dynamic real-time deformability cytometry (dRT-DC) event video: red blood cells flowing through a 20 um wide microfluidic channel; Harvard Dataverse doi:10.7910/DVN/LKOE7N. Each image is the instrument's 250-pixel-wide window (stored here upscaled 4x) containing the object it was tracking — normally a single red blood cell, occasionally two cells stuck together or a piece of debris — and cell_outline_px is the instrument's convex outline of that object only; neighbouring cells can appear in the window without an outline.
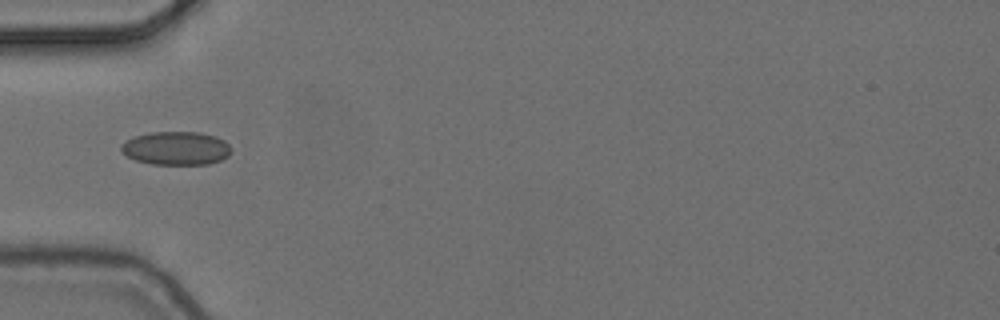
{"species": "common noctule bat (a hibernating species)", "species_latin": "Nyctalus noctula", "temperature_condition": "cold", "stored_images_in_passage": 7, "camera_frame_rate_fps": 3000, "um_per_image_px": 0.085, "animal": {"sex": "female", "body_mass_g": 24.6, "forearm_length_mm": 56.2}, "frame": {"image": 1, "passage_image": 5, "time_ms": 1.333, "image_size_px": [1000, 320], "cell_outline_px": [[232, 152], [228, 156], [220, 160], [208, 164], [152, 164], [136, 160], [128, 156], [120, 148], [120, 144], [136, 136], [148, 132], [200, 132], [216, 136], [224, 140], [232, 148]], "centroid_in_image_um": [15.01, 12.59], "position_along_channel_um": 70.0, "area_um2": 21.44}}
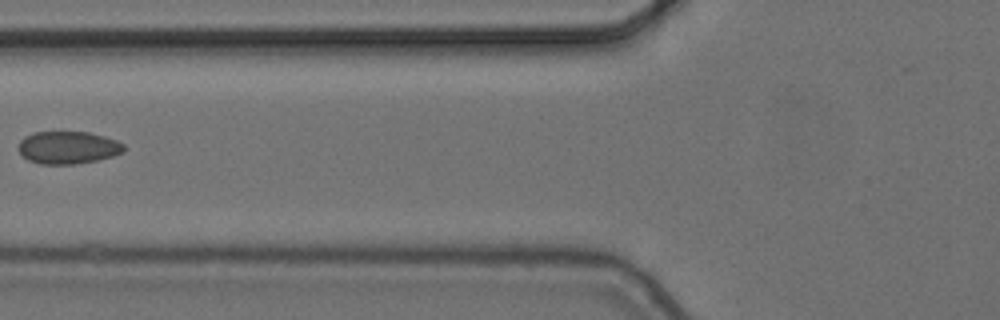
{"frame": {"image": 2, "passage_image": 6, "time_ms": 1.667, "image_size_px": [1000, 320], "cell_outline_px": [[124, 152], [112, 156], [96, 160], [76, 164], [40, 164], [28, 160], [20, 152], [20, 140], [24, 136], [32, 132], [88, 132], [104, 136], [116, 140], [124, 144]], "centroid_in_image_um": [5.78, 12.54], "position_along_channel_um": 120.0, "area_um2": 19.94}}
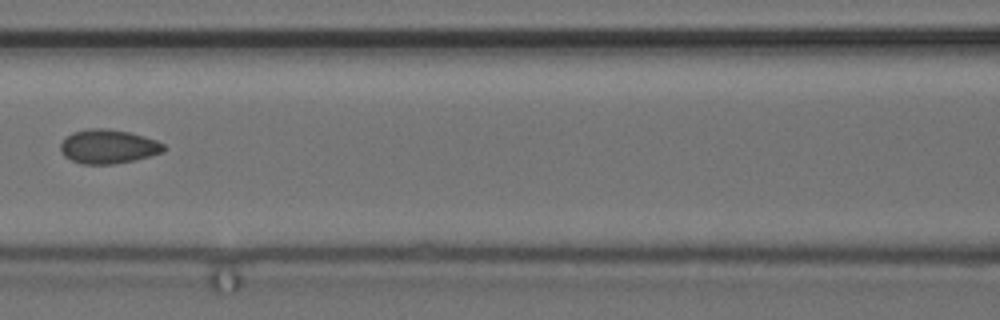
{"frame": {"image": 3, "passage_image": 7, "time_ms": 2.0, "image_size_px": [1000, 320], "cell_outline_px": [[168, 148], [164, 152], [132, 160], [112, 164], [84, 164], [72, 160], [64, 156], [60, 152], [60, 144], [72, 132], [88, 128], [108, 128], [128, 132], [144, 136], [156, 140], [164, 144]], "centroid_in_image_um": [9.2, 12.44], "position_along_channel_um": 157.4, "area_um2": 20.46}}